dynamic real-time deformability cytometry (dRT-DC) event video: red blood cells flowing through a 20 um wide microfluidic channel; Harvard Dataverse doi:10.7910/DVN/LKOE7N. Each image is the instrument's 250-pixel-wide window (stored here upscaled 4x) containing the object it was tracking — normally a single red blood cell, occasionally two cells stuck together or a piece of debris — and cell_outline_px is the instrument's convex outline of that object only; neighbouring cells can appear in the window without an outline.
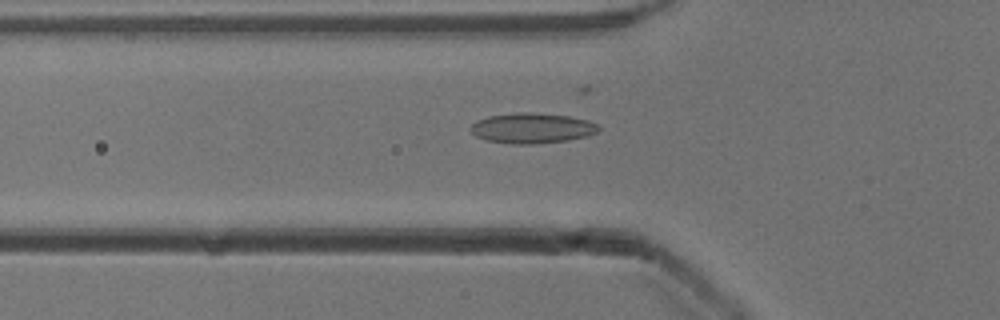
{"species": "common noctule bat (a hibernating species)", "species_latin": "Nyctalus noctula", "temperature_condition": "cold", "stored_images_in_passage": 40, "camera_frame_rate_fps": 3000, "um_per_image_px": 0.085, "animal": {"sex": "male", "body_mass_g": 13.3}, "frame": {"image": 1, "passage_image": 16, "time_ms": 5.0, "image_size_px": [1000, 320], "cell_outline_px": [[600, 128], [596, 132], [588, 136], [568, 140], [536, 144], [508, 144], [488, 140], [476, 136], [468, 128], [476, 120], [488, 116], [520, 112], [532, 112], [568, 116], [588, 120], [596, 124]], "centroid_in_image_um": [45.2, 10.89], "position_along_channel_um": 80.6, "area_um2": 22.66}}
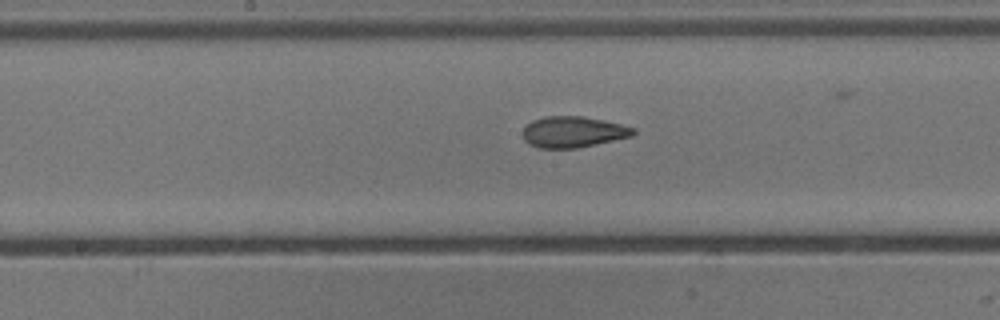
{"frame": {"image": 2, "passage_image": 25, "time_ms": 8.0, "image_size_px": [1000, 320], "cell_outline_px": [[636, 132], [632, 136], [576, 148], [540, 148], [528, 144], [524, 140], [520, 132], [532, 120], [544, 116], [584, 116], [604, 120], [636, 128]], "centroid_in_image_um": [48.68, 11.21], "position_along_channel_um": 199.5, "area_um2": 20.11}}
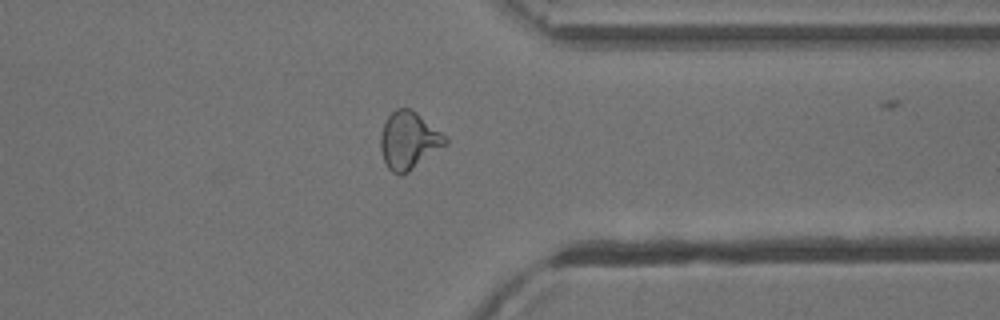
{"frame": {"image": 3, "passage_image": 39, "time_ms": 12.667, "image_size_px": [1000, 320], "cell_outline_px": [[448, 144], [408, 172], [400, 176], [392, 172], [388, 168], [384, 160], [380, 148], [380, 136], [384, 124], [388, 116], [396, 108], [412, 108], [440, 132], [448, 140]], "centroid_in_image_um": [34.73, 11.95], "position_along_channel_um": 376.7, "area_um2": 21.56}}